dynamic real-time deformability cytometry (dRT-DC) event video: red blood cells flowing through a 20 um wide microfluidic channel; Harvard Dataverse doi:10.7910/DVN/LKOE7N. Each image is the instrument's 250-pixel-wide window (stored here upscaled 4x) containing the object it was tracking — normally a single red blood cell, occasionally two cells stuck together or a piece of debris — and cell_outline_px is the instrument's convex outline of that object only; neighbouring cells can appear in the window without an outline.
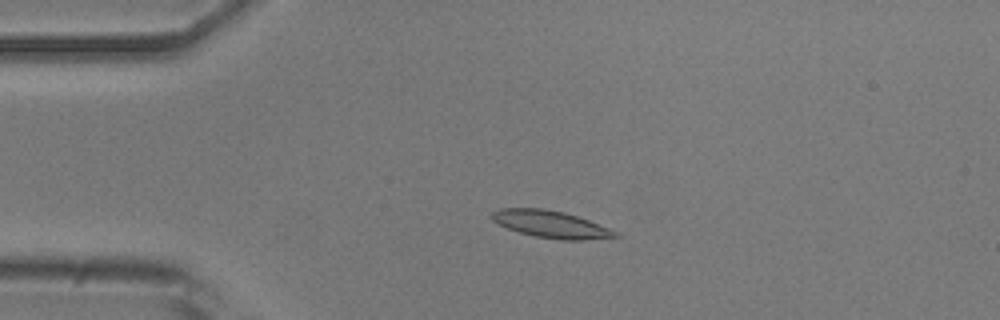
{"species": "common noctule bat (a hibernating species)", "species_latin": "Nyctalus noctula", "temperature_condition": "room temperature", "stored_images_in_passage": 54, "camera_frame_rate_fps": 3000, "um_per_image_px": 0.085, "animal": {"sex": "male", "body_mass_g": 20.5, "forearm_length_mm": 52.5}, "frame": {"image": 1, "passage_image": 12, "time_ms": 3.667, "image_size_px": [1000, 320], "cell_outline_px": [[620, 236], [584, 240], [564, 240], [536, 236], [520, 232], [508, 228], [492, 220], [492, 212], [500, 208], [544, 208], [564, 212], [588, 220], [608, 228], [616, 232]], "centroid_in_image_um": [46.81, 19.05], "position_along_channel_um": 38.2, "area_um2": 19.13}}
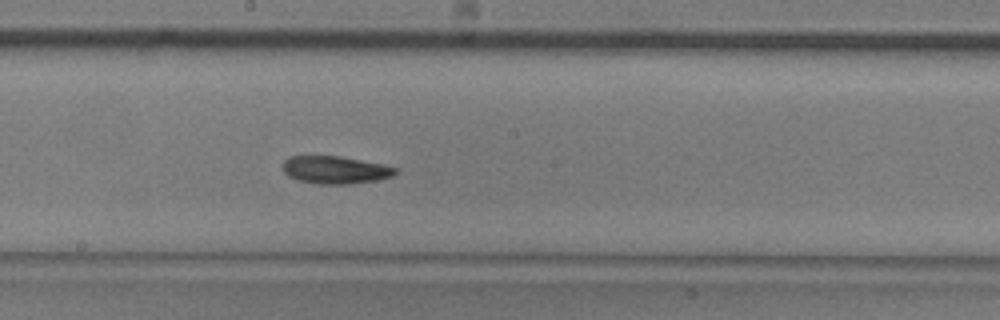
{"frame": {"image": 2, "passage_image": 29, "time_ms": 9.333, "image_size_px": [1000, 320], "cell_outline_px": [[396, 172], [392, 176], [376, 180], [348, 184], [320, 184], [296, 180], [288, 176], [284, 172], [284, 160], [288, 156], [340, 156], [384, 164], [396, 168]], "centroid_in_image_um": [28.47, 14.44], "position_along_channel_um": 219.7, "area_um2": 18.09}}
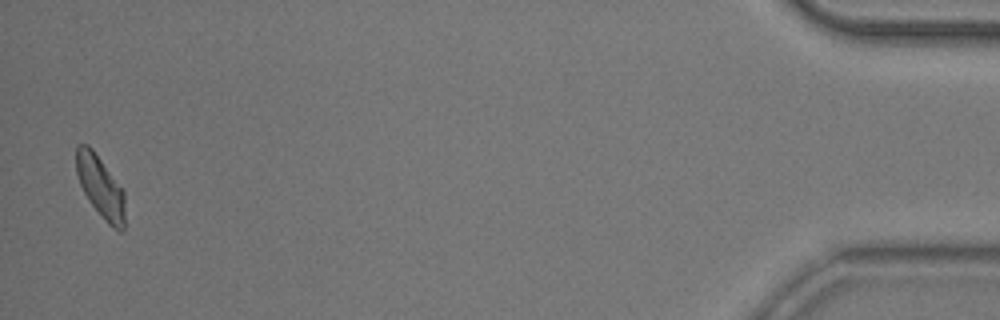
{"frame": {"image": 3, "passage_image": 53, "time_ms": 17.333, "image_size_px": [1000, 320], "cell_outline_px": [[124, 228], [120, 232], [112, 228], [104, 220], [88, 200], [80, 184], [76, 172], [76, 144], [88, 144], [92, 148], [124, 192]], "centroid_in_image_um": [8.52, 15.89], "position_along_channel_um": 426.7, "area_um2": 17.4}, "authors_computed_cell_mechanics": {"area_um2": 18.2648, "velocity_mm_per_s": 3.7234, "shape_relaxation_time_tau1_ms": 4.2869, "shape_relaxation_time_tau2_ms": 4.6113, "deformation_change_tau1": 0.1225, "deformation_change_tau2": 0.1121}}